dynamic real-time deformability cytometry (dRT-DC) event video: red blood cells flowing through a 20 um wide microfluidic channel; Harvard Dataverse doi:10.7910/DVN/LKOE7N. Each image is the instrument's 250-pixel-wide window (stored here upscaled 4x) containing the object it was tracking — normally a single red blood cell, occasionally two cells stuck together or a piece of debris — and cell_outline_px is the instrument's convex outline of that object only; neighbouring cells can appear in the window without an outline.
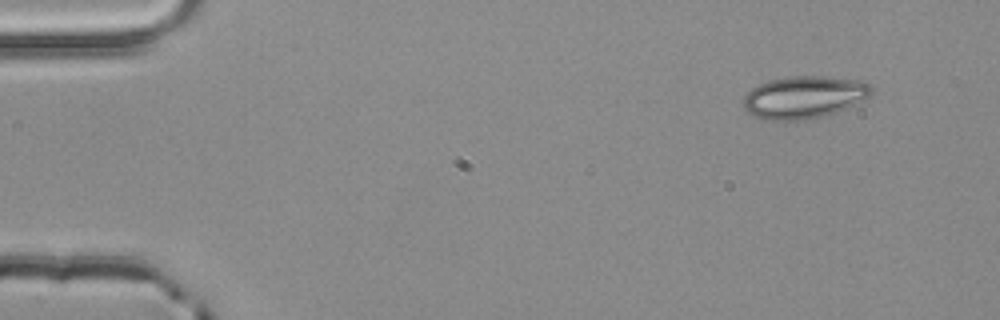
{"species": "common noctule bat (a hibernating species)", "species_latin": "Nyctalus noctula", "temperature_condition": "room temperature", "stored_images_in_passage": 3, "camera_frame_rate_fps": 3000, "um_per_image_px": 0.085, "animal": {"sex": "male", "body_mass_g": 20.4}, "frame": {"image": 1, "passage_image": 1, "time_ms": 0.0, "image_size_px": [1000, 320], "cell_outline_px": [[872, 96], [848, 108], [824, 116], [804, 120], [768, 120], [756, 116], [748, 112], [744, 108], [744, 96], [752, 88], [768, 80], [788, 76], [824, 76], [860, 80], [868, 84], [872, 88]], "centroid_in_image_um": [68.38, 8.26], "position_along_channel_um": 16.6, "area_um2": 31.79}}